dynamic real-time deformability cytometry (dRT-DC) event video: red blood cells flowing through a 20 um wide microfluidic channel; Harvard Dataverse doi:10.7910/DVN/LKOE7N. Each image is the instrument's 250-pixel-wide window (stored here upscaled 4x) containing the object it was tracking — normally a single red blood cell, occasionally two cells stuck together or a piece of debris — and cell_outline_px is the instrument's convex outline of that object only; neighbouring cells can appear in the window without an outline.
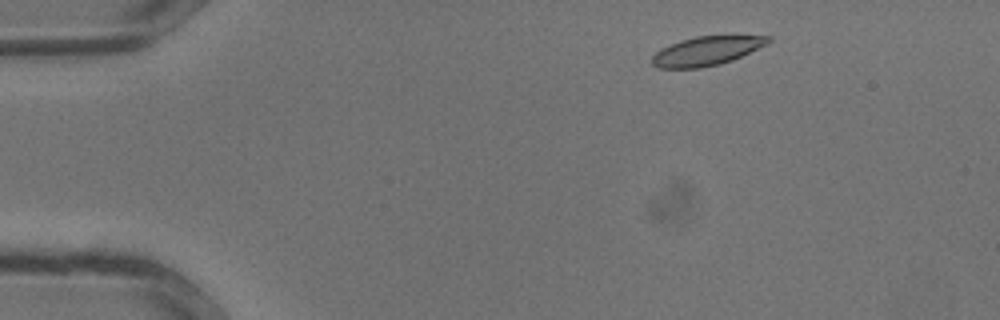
{"species": "common noctule bat (a hibernating species)", "species_latin": "Nyctalus noctula", "temperature_condition": "warm", "stored_images_in_passage": 32, "camera_frame_rate_fps": 3000, "um_per_image_px": 0.085, "animal": {"sex": "male", "body_mass_g": 13.3}, "frame": {"image": 1, "passage_image": 3, "time_ms": 0.667, "image_size_px": [1000, 320], "cell_outline_px": [[772, 40], [768, 44], [732, 60], [720, 64], [700, 68], [656, 68], [652, 64], [652, 56], [656, 52], [680, 40], [696, 36], [772, 36]], "centroid_in_image_um": [60.07, 4.33], "position_along_channel_um": 24.9, "area_um2": 19.48}}
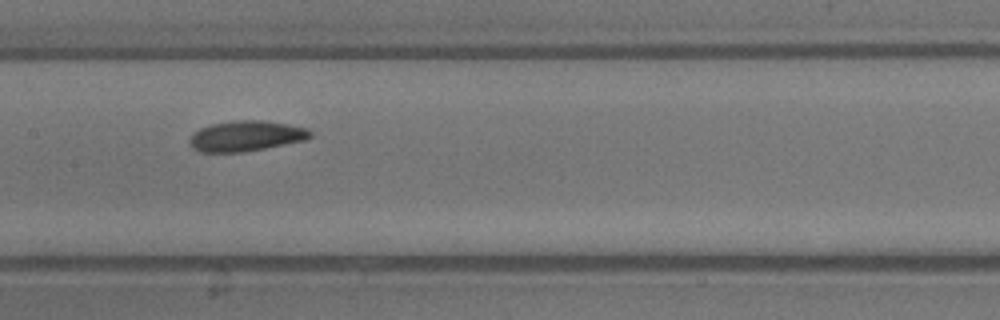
{"frame": {"image": 2, "passage_image": 15, "time_ms": 4.667, "image_size_px": [1000, 320], "cell_outline_px": [[312, 136], [304, 140], [244, 152], [200, 152], [192, 148], [188, 144], [188, 140], [200, 128], [212, 124], [236, 120], [260, 120], [288, 124], [308, 128], [312, 132]], "centroid_in_image_um": [20.9, 11.56], "position_along_channel_um": 186.5, "area_um2": 21.33}}
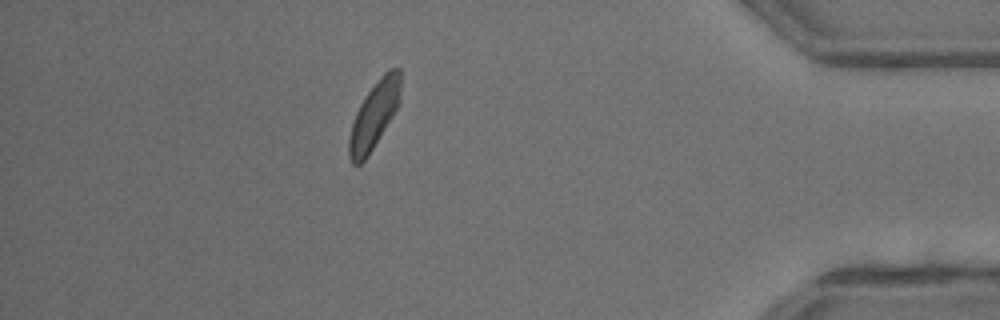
{"frame": {"image": 3, "passage_image": 28, "time_ms": 9.0, "image_size_px": [1000, 320], "cell_outline_px": [[400, 104], [368, 156], [360, 164], [352, 164], [348, 156], [348, 140], [352, 124], [356, 112], [360, 104], [368, 92], [384, 72], [388, 68], [400, 68]], "centroid_in_image_um": [31.8, 9.8], "position_along_channel_um": 403.4, "area_um2": 20.0}}